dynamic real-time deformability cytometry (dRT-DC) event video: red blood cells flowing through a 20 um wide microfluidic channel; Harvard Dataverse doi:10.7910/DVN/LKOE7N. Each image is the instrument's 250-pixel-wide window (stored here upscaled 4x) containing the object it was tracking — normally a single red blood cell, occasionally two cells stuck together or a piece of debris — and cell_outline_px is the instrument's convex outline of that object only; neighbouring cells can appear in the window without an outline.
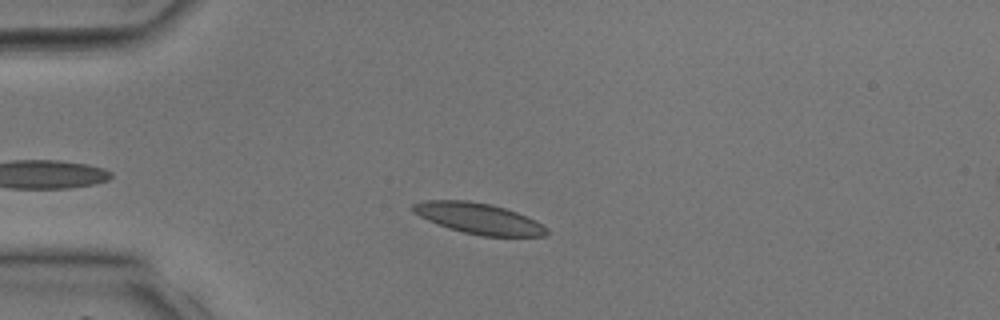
{"species": "common noctule bat (a hibernating species)", "species_latin": "Nyctalus noctula", "temperature_condition": "room temperature", "stored_images_in_passage": 32, "camera_frame_rate_fps": 3000, "um_per_image_px": 0.085, "animal": {"sex": "male", "body_mass_g": 17.9, "forearm_length_mm": 54.2}, "frame": {"image": 1, "passage_image": 6, "time_ms": 1.667, "image_size_px": [1000, 320], "cell_outline_px": [[548, 236], [484, 236], [464, 232], [448, 228], [428, 220], [412, 212], [408, 208], [412, 204], [424, 200], [468, 200], [492, 204], [516, 212], [536, 220], [548, 228]], "centroid_in_image_um": [40.67, 18.56], "position_along_channel_um": 44.3, "area_um2": 24.16}}
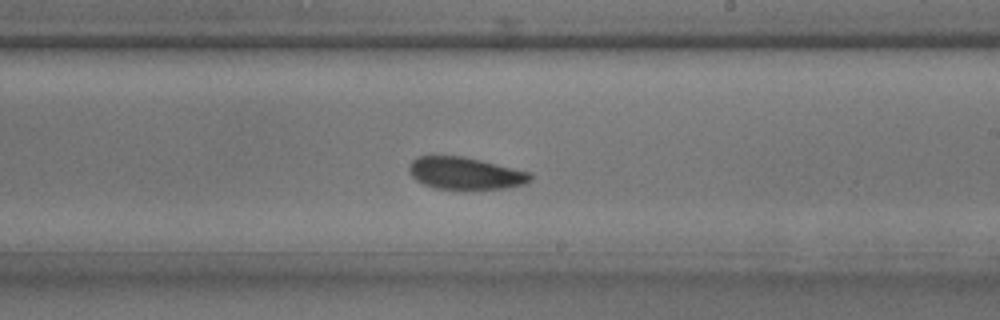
{"frame": {"image": 2, "passage_image": 19, "time_ms": 6.0, "image_size_px": [1000, 320], "cell_outline_px": [[532, 180], [524, 184], [504, 188], [472, 192], [468, 192], [436, 188], [424, 184], [416, 180], [408, 172], [408, 168], [412, 160], [416, 156], [464, 156], [532, 172]], "centroid_in_image_um": [39.57, 14.77], "position_along_channel_um": 249.4, "area_um2": 23.64}}
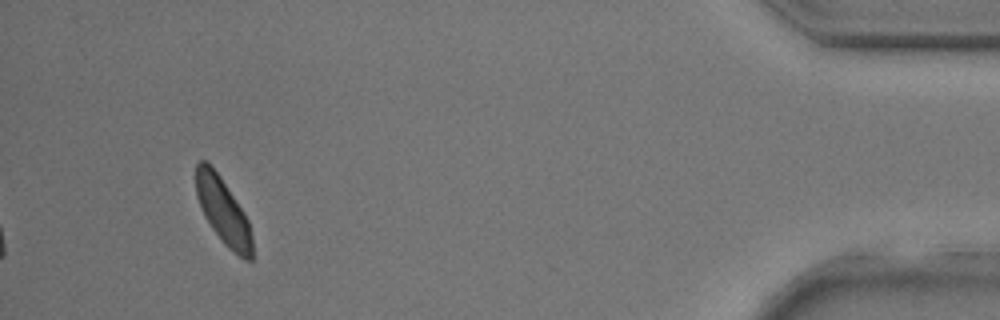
{"frame": {"image": 3, "passage_image": 32, "time_ms": 10.333, "image_size_px": [1000, 320], "cell_outline_px": [[252, 260], [244, 260], [228, 248], [224, 244], [212, 228], [204, 216], [196, 196], [196, 164], [200, 160], [204, 160], [220, 176], [244, 212], [248, 220], [252, 236]], "centroid_in_image_um": [18.97, 17.97], "position_along_channel_um": 416.2, "area_um2": 21.5}}